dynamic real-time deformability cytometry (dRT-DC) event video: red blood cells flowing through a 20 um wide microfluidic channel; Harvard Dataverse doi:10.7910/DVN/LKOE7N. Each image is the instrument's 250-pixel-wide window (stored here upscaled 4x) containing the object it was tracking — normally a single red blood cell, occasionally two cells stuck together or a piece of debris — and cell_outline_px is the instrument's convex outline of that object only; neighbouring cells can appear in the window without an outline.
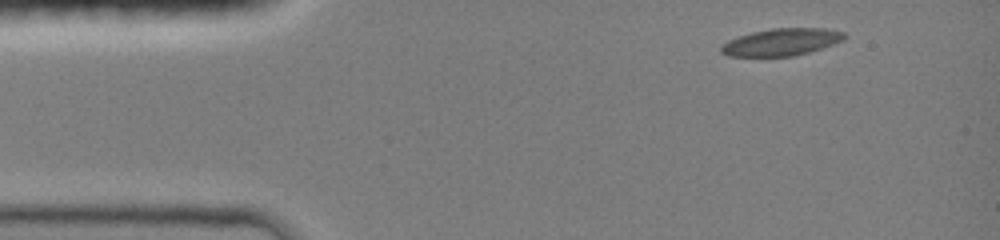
{"species": "common noctule bat (a hibernating species)", "species_latin": "Nyctalus noctula", "temperature_condition": "room temperature", "stored_images_in_passage": 4, "camera_frame_rate_fps": 3000, "um_per_image_px": 0.085, "animal": {"sex": "female", "body_mass_g": 19.0, "forearm_length_mm": 51.5}, "frame": {"image": 1, "passage_image": 1, "time_ms": 0.0, "image_size_px": [1000, 240], "cell_outline_px": [[848, 36], [844, 40], [808, 52], [792, 56], [728, 56], [720, 52], [720, 48], [728, 40], [752, 32], [772, 28], [824, 28], [844, 32]], "centroid_in_image_um": [66.43, 3.57], "position_along_channel_um": 18.6, "area_um2": 19.36}}
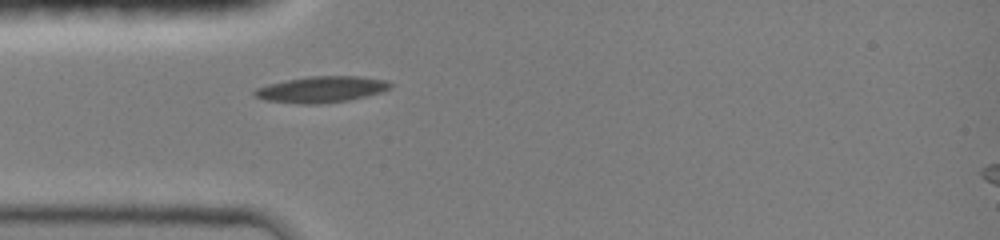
{"frame": {"image": 2, "passage_image": 4, "time_ms": 2.667, "image_size_px": [1000, 240], "cell_outline_px": [[396, 84], [380, 92], [348, 100], [316, 104], [304, 104], [264, 100], [256, 96], [252, 92], [256, 88], [268, 84], [308, 76], [360, 76], [388, 80]], "centroid_in_image_um": [27.34, 7.59], "position_along_channel_um": 57.7, "area_um2": 20.58}}